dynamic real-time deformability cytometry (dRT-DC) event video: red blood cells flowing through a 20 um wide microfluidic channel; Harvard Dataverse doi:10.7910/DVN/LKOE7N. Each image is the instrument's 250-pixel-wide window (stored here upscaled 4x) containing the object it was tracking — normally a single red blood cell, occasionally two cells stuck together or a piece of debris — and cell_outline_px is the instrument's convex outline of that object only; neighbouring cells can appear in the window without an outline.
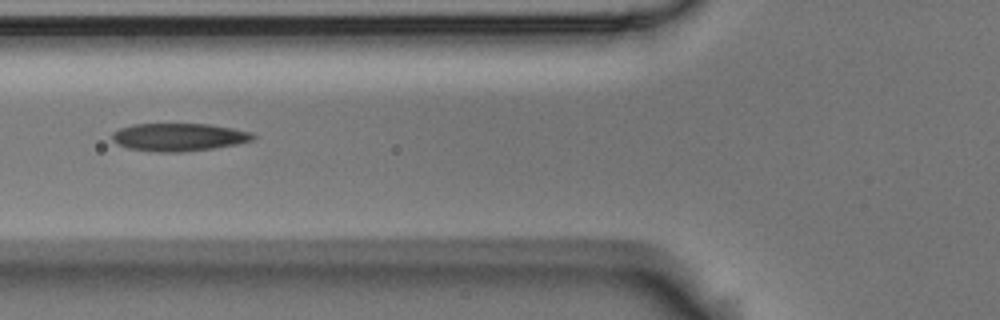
{"species": "Egyptian fruit bat (a non-hibernating species)", "species_latin": "Rousettus aegyptiacus", "temperature_condition": "room temperature", "stored_images_in_passage": 9, "camera_frame_rate_fps": 3000, "um_per_image_px": 0.085, "animal": {"sex": "male"}, "frame": {"image": 1, "passage_image": 4, "time_ms": 1.0, "image_size_px": [1000, 320], "cell_outline_px": [[256, 140], [240, 144], [212, 148], [180, 152], [160, 152], [128, 148], [112, 140], [112, 132], [120, 128], [132, 124], [208, 124], [232, 128], [252, 132], [256, 136]], "centroid_in_image_um": [15.25, 11.65], "position_along_channel_um": 110.6, "area_um2": 22.89}}
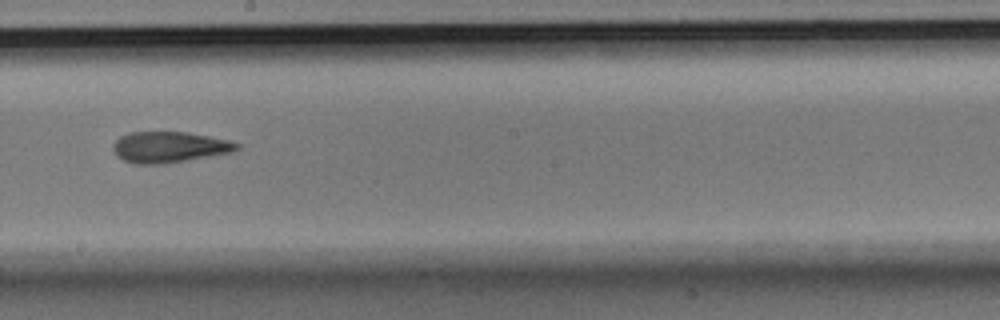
{"frame": {"image": 2, "passage_image": 7, "time_ms": 2.0, "image_size_px": [1000, 320], "cell_outline_px": [[240, 148], [232, 152], [188, 160], [164, 164], [136, 164], [124, 160], [116, 156], [112, 148], [112, 144], [120, 136], [128, 132], [188, 132], [228, 140], [240, 144]], "centroid_in_image_um": [14.36, 12.5], "position_along_channel_um": 233.8, "area_um2": 22.43}}
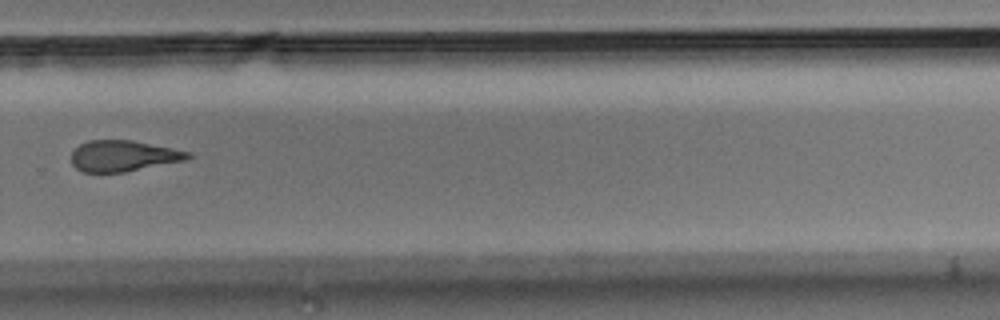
{"frame": {"image": 3, "passage_image": 9, "time_ms": 2.667, "image_size_px": [1000, 320], "cell_outline_px": [[192, 156], [184, 160], [124, 172], [84, 172], [76, 168], [72, 164], [72, 152], [80, 144], [88, 140], [132, 140], [172, 148], [188, 152]], "centroid_in_image_um": [10.44, 13.25], "position_along_channel_um": 319.4, "area_um2": 20.75}}